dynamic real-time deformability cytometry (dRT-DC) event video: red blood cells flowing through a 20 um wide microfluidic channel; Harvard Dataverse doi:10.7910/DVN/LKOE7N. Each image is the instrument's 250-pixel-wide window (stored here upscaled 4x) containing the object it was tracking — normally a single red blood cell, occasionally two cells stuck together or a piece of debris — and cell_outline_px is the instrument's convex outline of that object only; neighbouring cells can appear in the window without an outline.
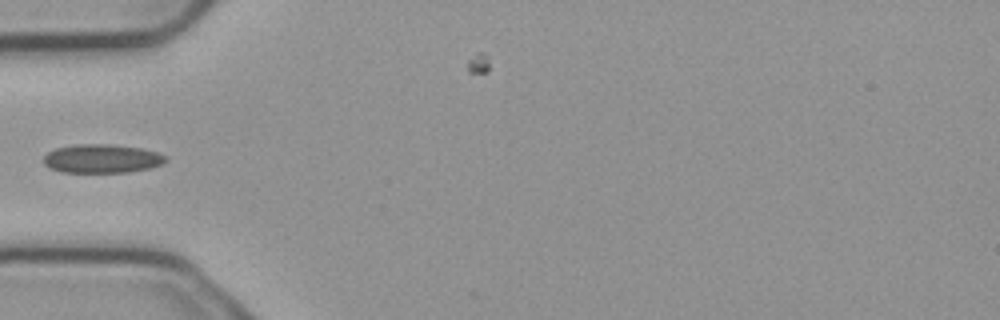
{"species": "common noctule bat (a hibernating species)", "species_latin": "Nyctalus noctula", "temperature_condition": "cold", "stored_images_in_passage": 6, "camera_frame_rate_fps": 3000, "um_per_image_px": 0.085, "animal": {"sex": "male", "body_mass_g": 23.1, "forearm_length_mm": 52.7}, "frame": {"image": 1, "passage_image": 4, "time_ms": 1.0, "image_size_px": [1000, 320], "cell_outline_px": [[168, 160], [164, 164], [148, 168], [128, 172], [60, 172], [48, 168], [44, 164], [44, 156], [48, 152], [56, 148], [76, 144], [108, 144], [140, 148], [156, 152], [164, 156]], "centroid_in_image_um": [8.63, 13.49], "position_along_channel_um": 76.4, "area_um2": 20.4}}
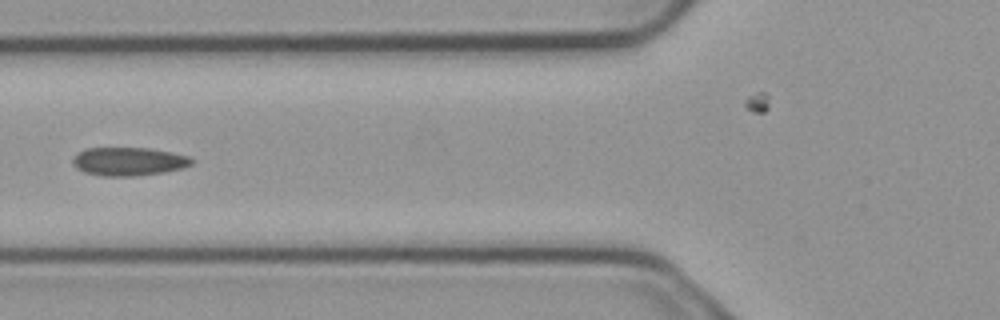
{"frame": {"image": 2, "passage_image": 5, "time_ms": 1.333, "image_size_px": [1000, 320], "cell_outline_px": [[196, 160], [192, 164], [180, 168], [164, 172], [136, 176], [100, 176], [84, 172], [76, 168], [72, 164], [72, 160], [76, 152], [84, 148], [152, 148], [188, 156]], "centroid_in_image_um": [10.9, 13.72], "position_along_channel_um": 114.9, "area_um2": 19.88}}